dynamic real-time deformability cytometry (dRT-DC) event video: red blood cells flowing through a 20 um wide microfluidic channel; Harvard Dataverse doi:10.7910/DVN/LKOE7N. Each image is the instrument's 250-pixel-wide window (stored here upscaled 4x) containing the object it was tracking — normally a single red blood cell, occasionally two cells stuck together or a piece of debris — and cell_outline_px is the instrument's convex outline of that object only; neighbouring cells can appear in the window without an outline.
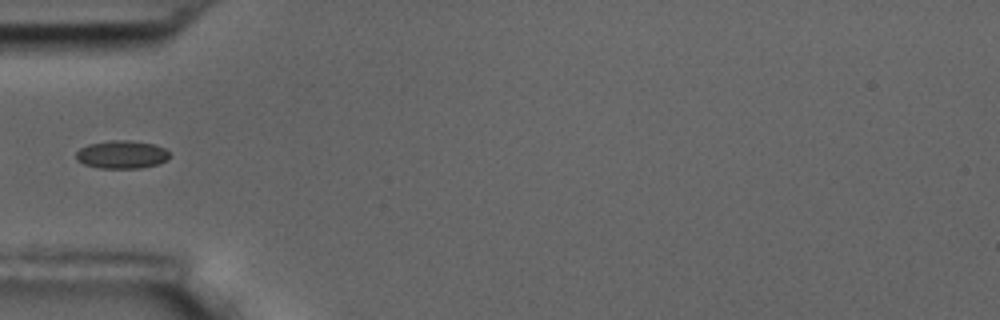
{"species": "common noctule bat (a hibernating species)", "species_latin": "Nyctalus noctula", "temperature_condition": "room temperature", "stored_images_in_passage": 6, "segment_of_instrument_passage": [2, 2], "camera_frame_rate_fps": 3000, "um_per_image_px": 0.085, "animal": {"sex": "male", "body_mass_g": 17.5, "forearm_length_mm": 52.3}, "frame": {"image": 1, "passage_image": 6, "time_ms": 5.667, "image_size_px": [1000, 320], "cell_outline_px": [[168, 160], [160, 164], [140, 168], [100, 168], [84, 164], [76, 160], [76, 152], [80, 148], [88, 144], [112, 140], [128, 140], [156, 144], [164, 148], [168, 152]], "centroid_in_image_um": [10.36, 13.13], "position_along_channel_um": 74.6, "area_um2": 15.37}}